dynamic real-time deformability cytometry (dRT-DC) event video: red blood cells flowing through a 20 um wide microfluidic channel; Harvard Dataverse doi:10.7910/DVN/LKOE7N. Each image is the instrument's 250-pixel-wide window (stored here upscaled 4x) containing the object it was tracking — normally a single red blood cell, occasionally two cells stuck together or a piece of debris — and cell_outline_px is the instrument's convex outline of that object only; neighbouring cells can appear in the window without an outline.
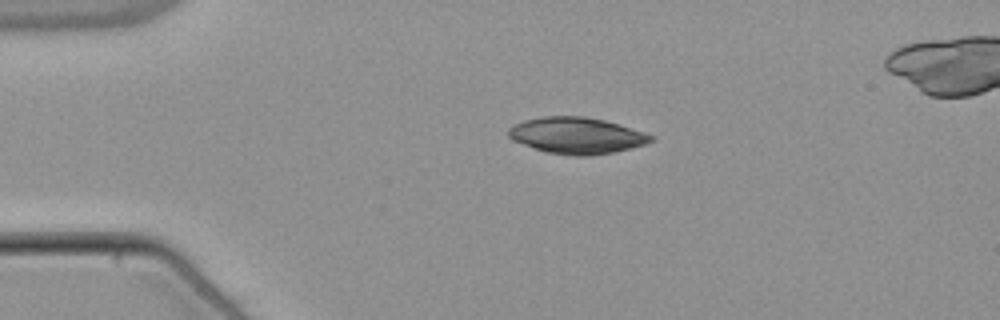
{"species": "common noctule bat (a hibernating species)", "species_latin": "Nyctalus noctula", "temperature_condition": "warm", "stored_images_in_passage": 42, "camera_frame_rate_fps": 3000, "um_per_image_px": 0.085, "animal": {"sex": "male", "body_mass_g": 21.5, "forearm_length_mm": 52.0}, "frame": {"image": 1, "passage_image": 1, "time_ms": 0.0, "image_size_px": [1000, 320], "cell_outline_px": [[656, 140], [644, 144], [612, 152], [592, 156], [572, 156], [548, 152], [512, 140], [508, 136], [508, 128], [524, 120], [544, 116], [584, 116], [604, 120], [644, 132], [656, 136]], "centroid_in_image_um": [49.03, 11.52], "position_along_channel_um": 36.0, "area_um2": 30.0}}
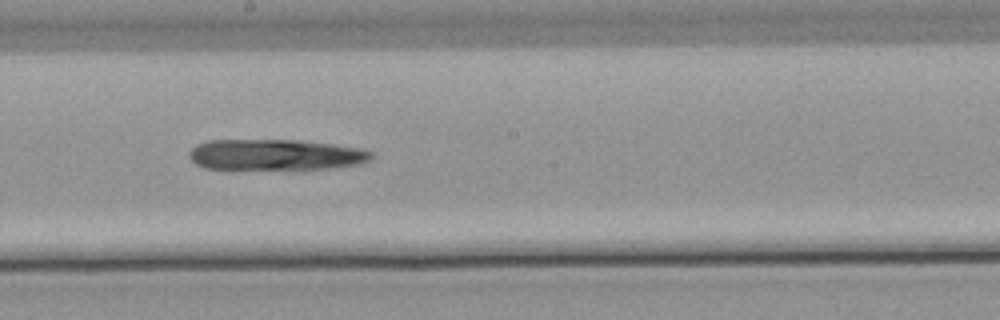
{"frame": {"image": 2, "passage_image": 19, "time_ms": 6.0, "image_size_px": [1000, 320], "cell_outline_px": [[372, 156], [368, 160], [360, 164], [328, 168], [204, 168], [196, 164], [188, 156], [188, 152], [196, 144], [208, 140], [300, 140], [360, 148], [372, 152]], "centroid_in_image_um": [23.38, 13.13], "position_along_channel_um": 224.8, "area_um2": 32.31}}
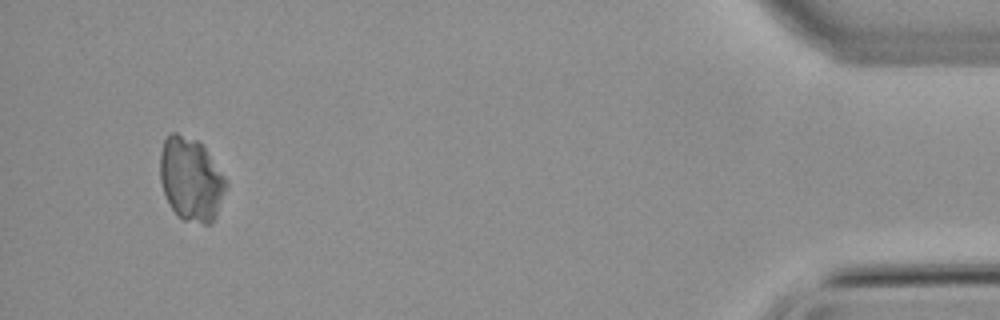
{"frame": {"image": 3, "passage_image": 40, "time_ms": 13.0, "image_size_px": [1000, 320], "cell_outline_px": [[228, 184], [216, 216], [212, 224], [204, 224], [184, 220], [172, 208], [164, 192], [160, 180], [160, 152], [164, 140], [172, 132], [176, 132], [196, 140], [204, 148], [228, 180]], "centroid_in_image_um": [16.25, 15.24], "position_along_channel_um": 419.0, "area_um2": 31.91}}